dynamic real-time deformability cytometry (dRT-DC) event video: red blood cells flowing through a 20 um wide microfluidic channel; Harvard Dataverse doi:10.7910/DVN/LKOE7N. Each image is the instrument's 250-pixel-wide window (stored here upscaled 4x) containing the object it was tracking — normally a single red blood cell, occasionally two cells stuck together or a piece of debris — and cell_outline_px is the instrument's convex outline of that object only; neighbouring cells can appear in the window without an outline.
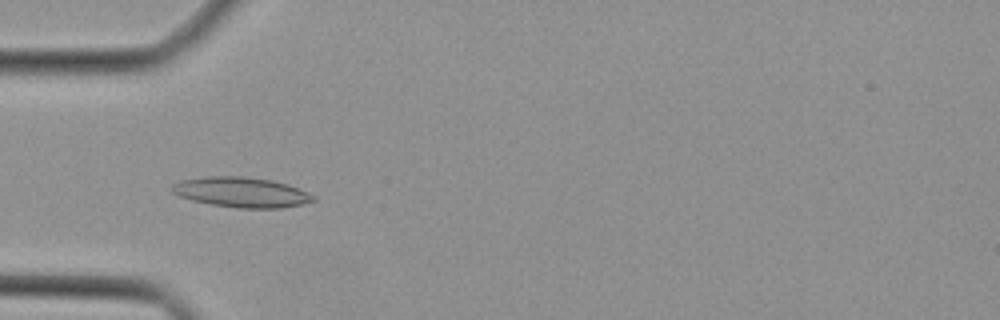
{"species": "Egyptian fruit bat (a non-hibernating species)", "species_latin": "Rousettus aegyptiacus", "temperature_condition": "cold", "stored_images_in_passage": 40, "camera_frame_rate_fps": 3000, "um_per_image_px": 0.085, "animal": {"sex": "female"}, "frame": {"image": 1, "passage_image": 9, "time_ms": 2.667, "image_size_px": [1000, 320], "cell_outline_px": [[316, 200], [300, 204], [280, 208], [236, 208], [212, 204], [192, 200], [180, 196], [172, 192], [168, 188], [172, 184], [180, 180], [208, 176], [244, 176], [272, 180], [288, 184], [308, 192], [316, 196]], "centroid_in_image_um": [20.5, 16.33], "position_along_channel_um": 64.5, "area_um2": 24.91}}
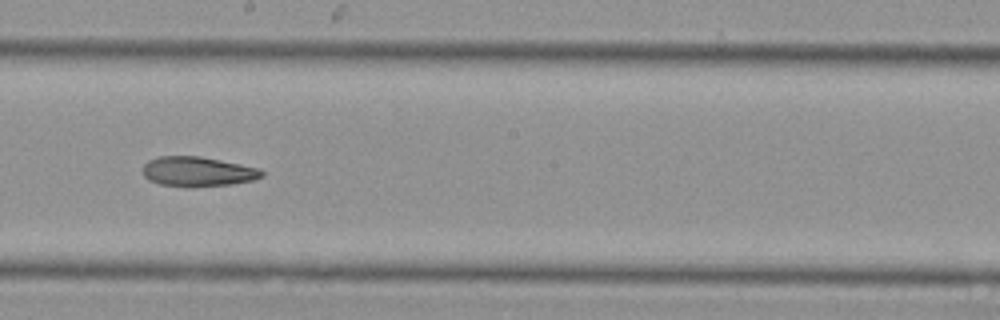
{"frame": {"image": 2, "passage_image": 20, "time_ms": 6.333, "image_size_px": [1000, 320], "cell_outline_px": [[264, 176], [256, 180], [232, 184], [192, 188], [160, 184], [148, 180], [144, 176], [144, 164], [148, 160], [160, 156], [200, 156], [260, 168], [264, 172]], "centroid_in_image_um": [16.84, 14.6], "position_along_channel_um": 231.4, "area_um2": 20.92}}
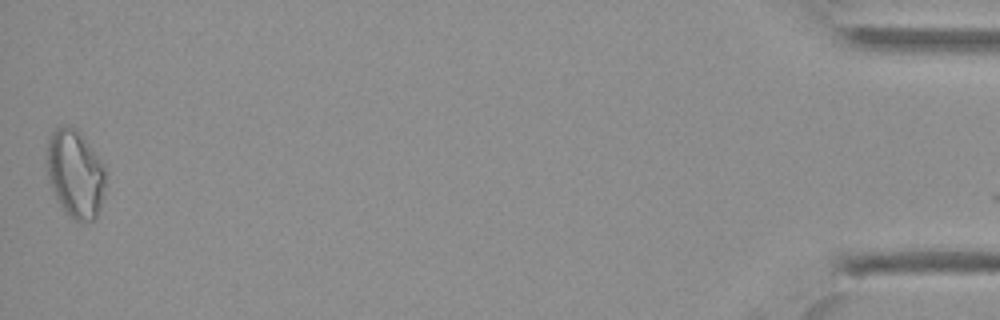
{"frame": {"image": 3, "passage_image": 39, "time_ms": 12.667, "image_size_px": [1000, 320], "cell_outline_px": [[108, 176], [104, 196], [96, 220], [80, 224], [60, 204], [52, 188], [48, 176], [48, 136], [56, 128], [64, 124], [68, 124], [76, 128], [80, 132], [104, 164]], "centroid_in_image_um": [6.46, 14.76], "position_along_channel_um": 428.7, "area_um2": 30.46}}